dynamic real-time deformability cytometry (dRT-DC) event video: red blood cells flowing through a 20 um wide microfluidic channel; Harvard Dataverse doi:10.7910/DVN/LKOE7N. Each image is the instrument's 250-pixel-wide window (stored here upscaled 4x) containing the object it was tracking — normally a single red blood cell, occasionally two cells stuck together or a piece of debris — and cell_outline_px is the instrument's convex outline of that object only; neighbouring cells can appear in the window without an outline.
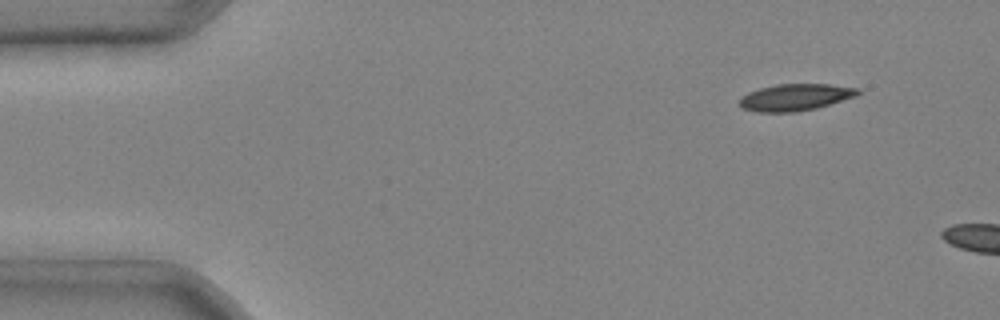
{"species": "common noctule bat (a hibernating species)", "species_latin": "Nyctalus noctula", "temperature_condition": "cold", "stored_images_in_passage": 3, "camera_frame_rate_fps": 3000, "um_per_image_px": 0.085, "animal": {"sex": "male", "body_mass_g": 20.4}, "frame": {"image": 1, "passage_image": 1, "time_ms": 0.0, "image_size_px": [1000, 320], "cell_outline_px": [[860, 92], [856, 96], [816, 108], [796, 112], [756, 112], [740, 108], [740, 96], [748, 92], [760, 88], [776, 84], [828, 84], [860, 88]], "centroid_in_image_um": [67.57, 8.27], "position_along_channel_um": 17.4, "area_um2": 18.55}}